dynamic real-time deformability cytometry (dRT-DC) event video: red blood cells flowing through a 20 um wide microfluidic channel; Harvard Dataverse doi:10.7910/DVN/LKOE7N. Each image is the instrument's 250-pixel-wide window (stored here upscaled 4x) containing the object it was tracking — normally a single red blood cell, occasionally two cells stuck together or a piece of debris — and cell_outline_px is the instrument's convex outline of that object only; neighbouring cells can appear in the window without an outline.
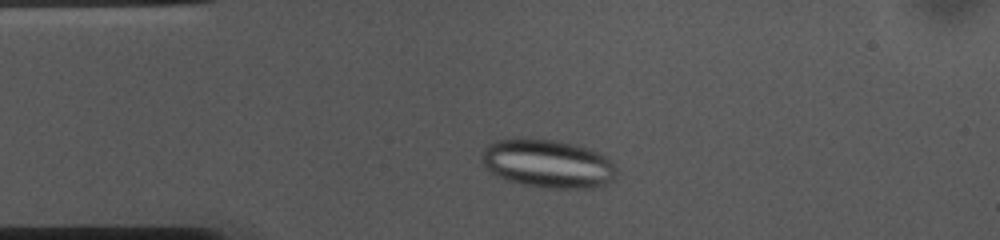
{"species": "common noctule bat (a hibernating species)", "species_latin": "Nyctalus noctula", "temperature_condition": "cold", "stored_images_in_passage": 40, "camera_frame_rate_fps": 3000, "um_per_image_px": 0.085, "animal": {"sex": "female", "body_mass_g": 10.0, "forearm_length_mm": 53.1}, "frame": {"image": 1, "passage_image": 7, "time_ms": 2.0, "image_size_px": [1000, 240], "cell_outline_px": [[616, 180], [608, 184], [592, 188], [548, 188], [520, 184], [496, 176], [480, 160], [484, 148], [488, 144], [496, 140], [512, 136], [532, 136], [580, 144], [600, 152], [612, 160], [616, 168]], "centroid_in_image_um": [46.59, 13.86], "position_along_channel_um": 38.4, "area_um2": 39.36}}
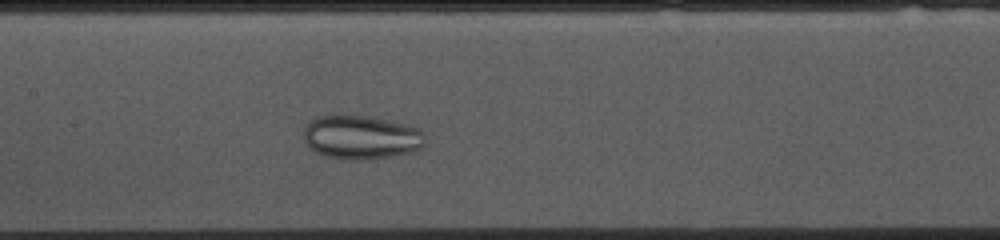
{"frame": {"image": 2, "passage_image": 20, "time_ms": 6.333, "image_size_px": [1000, 240], "cell_outline_px": [[424, 144], [420, 148], [412, 152], [392, 156], [368, 160], [344, 160], [324, 156], [312, 152], [304, 144], [304, 128], [316, 116], [368, 116], [404, 124], [420, 128], [424, 132]], "centroid_in_image_um": [30.67, 11.7], "position_along_channel_um": 176.7, "area_um2": 31.33}}
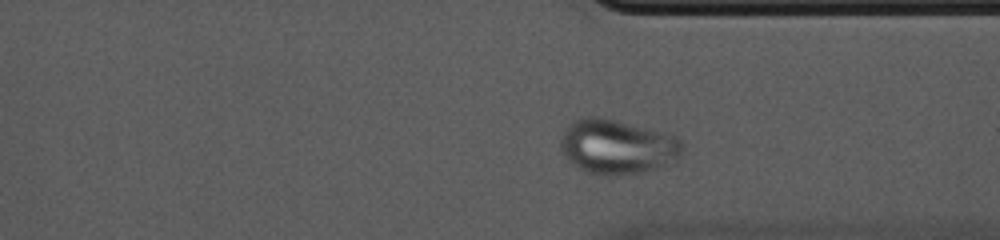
{"frame": {"image": 3, "passage_image": 35, "time_ms": 11.333, "image_size_px": [1000, 240], "cell_outline_px": [[684, 148], [680, 160], [644, 172], [608, 176], [588, 172], [572, 164], [564, 152], [560, 144], [560, 140], [564, 128], [568, 124], [584, 116], [596, 116], [616, 120], [664, 132], [676, 136], [680, 140]], "centroid_in_image_um": [52.5, 12.46], "position_along_channel_um": 358.9, "area_um2": 38.9}}